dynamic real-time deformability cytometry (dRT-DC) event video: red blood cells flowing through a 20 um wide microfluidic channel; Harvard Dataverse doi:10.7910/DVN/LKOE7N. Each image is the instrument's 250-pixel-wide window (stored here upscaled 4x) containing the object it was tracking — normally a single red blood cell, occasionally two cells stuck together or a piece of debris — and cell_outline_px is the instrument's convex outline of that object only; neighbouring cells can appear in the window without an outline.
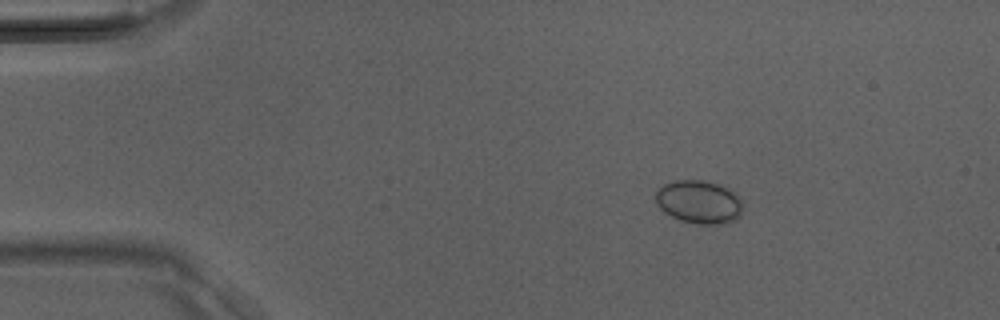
{"species": "Egyptian fruit bat (a non-hibernating species)", "species_latin": "Rousettus aegyptiacus", "temperature_condition": "room temperature", "stored_images_in_passage": 37, "camera_frame_rate_fps": 3000, "um_per_image_px": 0.085, "animal": {"sex": "male"}, "frame": {"image": 1, "passage_image": 3, "time_ms": 0.667, "image_size_px": [1000, 320], "cell_outline_px": [[744, 204], [740, 216], [736, 220], [724, 224], [700, 224], [680, 220], [664, 212], [656, 204], [656, 192], [664, 184], [676, 180], [704, 180], [720, 184], [732, 192]], "centroid_in_image_um": [59.43, 17.17], "position_along_channel_um": 25.6, "area_um2": 21.96}}
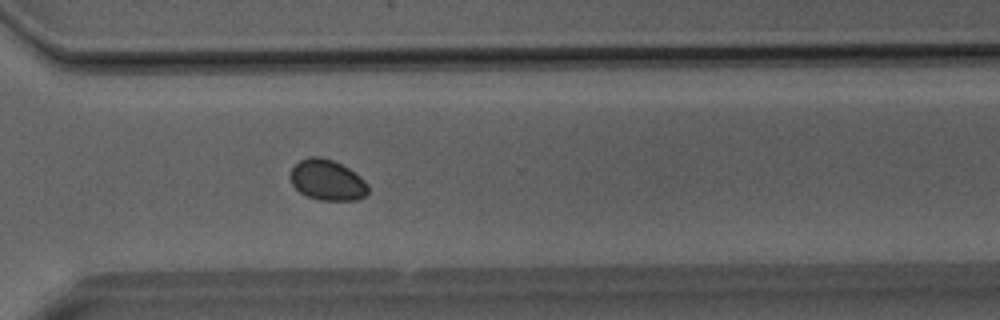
{"frame": {"image": 2, "passage_image": 26, "time_ms": 8.333, "image_size_px": [1000, 320], "cell_outline_px": [[368, 192], [364, 196], [356, 200], [320, 200], [308, 196], [300, 192], [292, 184], [292, 168], [300, 160], [312, 156], [320, 156], [332, 160], [348, 168], [360, 176], [368, 184]], "centroid_in_image_um": [27.84, 15.31], "position_along_channel_um": 342.8, "area_um2": 18.15}}
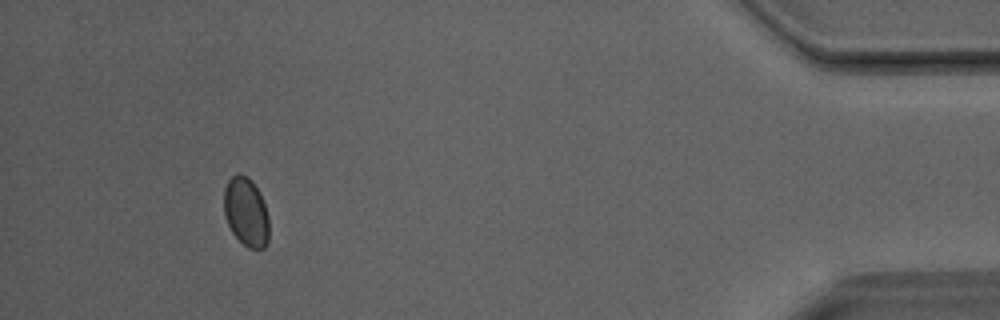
{"frame": {"image": 3, "passage_image": 34, "time_ms": 11.0, "image_size_px": [1000, 320], "cell_outline_px": [[268, 240], [264, 248], [248, 248], [232, 232], [224, 216], [224, 188], [228, 180], [236, 172], [240, 172], [248, 176], [252, 180], [264, 204], [268, 216]], "centroid_in_image_um": [20.89, 17.98], "position_along_channel_um": 414.3, "area_um2": 18.03}}